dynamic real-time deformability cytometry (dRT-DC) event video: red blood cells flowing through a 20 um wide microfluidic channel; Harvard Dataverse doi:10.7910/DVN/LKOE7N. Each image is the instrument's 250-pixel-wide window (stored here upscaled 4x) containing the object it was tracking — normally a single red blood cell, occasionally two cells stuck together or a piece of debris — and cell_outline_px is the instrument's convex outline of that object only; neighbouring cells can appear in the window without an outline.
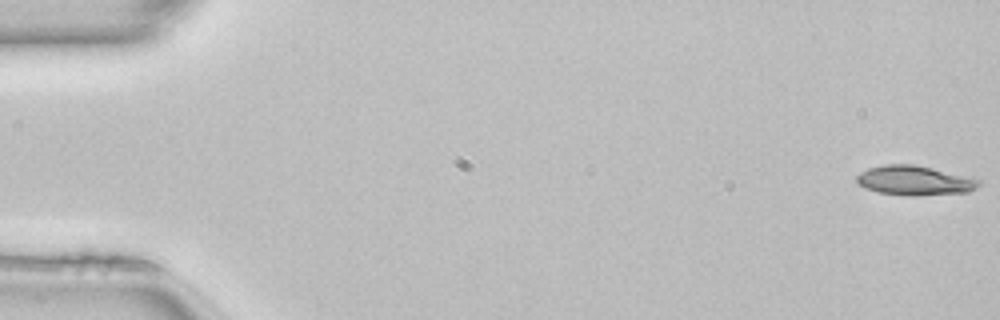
{"species": "common noctule bat (a hibernating species)", "species_latin": "Nyctalus noctula", "temperature_condition": "room temperature", "stored_images_in_passage": 50, "camera_frame_rate_fps": 3000, "um_per_image_px": 0.085, "animal": {"sex": "female", "body_mass_g": 22.7, "forearm_length_mm": 54.2}, "frame": {"image": 1, "passage_image": 1, "time_ms": 0.0, "image_size_px": [1000, 320], "cell_outline_px": [[980, 184], [976, 188], [968, 192], [916, 196], [908, 196], [880, 192], [864, 188], [856, 180], [856, 176], [860, 172], [868, 168], [884, 164], [912, 164], [932, 168], [980, 180]], "centroid_in_image_um": [77.7, 15.34], "position_along_channel_um": 7.3, "area_um2": 20.87}}
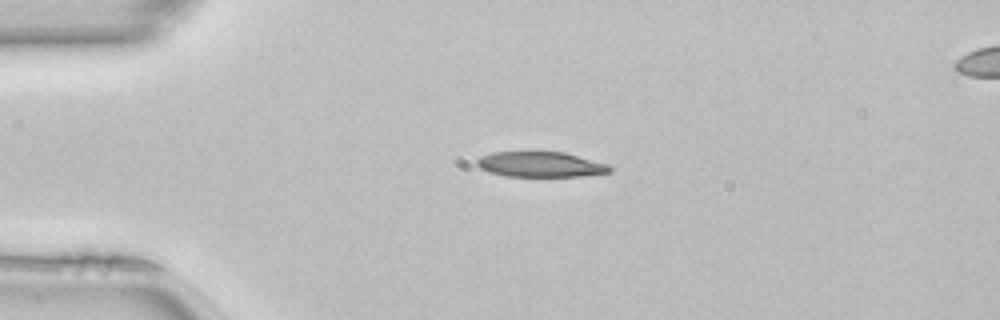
{"frame": {"image": 2, "passage_image": 12, "time_ms": 3.667, "image_size_px": [1000, 320], "cell_outline_px": [[612, 172], [580, 176], [504, 176], [488, 172], [480, 168], [476, 164], [476, 160], [480, 156], [492, 152], [564, 152], [608, 164], [612, 168]], "centroid_in_image_um": [45.92, 13.98], "position_along_channel_um": 39.1, "area_um2": 19.59}}
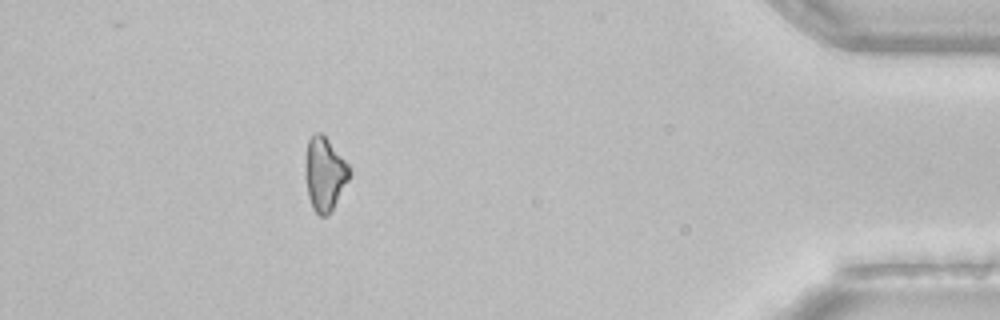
{"frame": {"image": 3, "passage_image": 45, "time_ms": 14.667, "image_size_px": [1000, 320], "cell_outline_px": [[352, 172], [348, 180], [332, 208], [324, 216], [320, 216], [312, 208], [308, 196], [304, 176], [304, 164], [308, 140], [316, 132], [320, 132], [328, 140], [348, 164]], "centroid_in_image_um": [27.56, 14.76], "position_along_channel_um": 407.6, "area_um2": 18.73}, "authors_computed_cell_mechanics": {"area_um2": 20.2878, "velocity_mm_per_s": 4.1194, "shape_relaxation_time_tau1_ms": 10.1162, "shape_relaxation_time_tau2_ms": null, "deformation_change_tau1": 0.1505, "deformation_change_tau2": null}}